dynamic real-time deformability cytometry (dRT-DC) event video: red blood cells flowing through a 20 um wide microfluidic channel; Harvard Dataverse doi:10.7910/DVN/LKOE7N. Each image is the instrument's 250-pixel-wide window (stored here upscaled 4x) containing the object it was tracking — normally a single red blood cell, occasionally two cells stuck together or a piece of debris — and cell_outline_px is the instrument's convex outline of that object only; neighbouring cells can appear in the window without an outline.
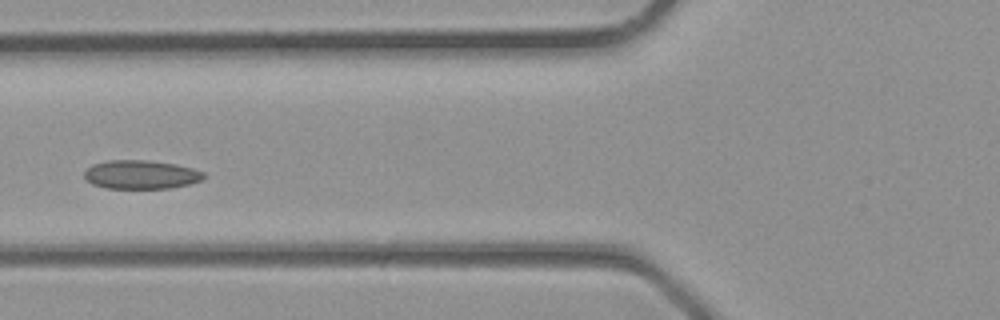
{"species": "common noctule bat (a hibernating species)", "species_latin": "Nyctalus noctula", "temperature_condition": "room temperature", "stored_images_in_passage": 2, "camera_frame_rate_fps": 3000, "um_per_image_px": 0.085, "animal": {"sex": "male", "body_mass_g": 23.1, "forearm_length_mm": 52.7}, "frame": {"image": 1, "passage_image": 2, "time_ms": 0.333, "image_size_px": [1000, 320], "cell_outline_px": [[204, 176], [200, 180], [188, 184], [172, 188], [108, 188], [92, 184], [84, 176], [84, 172], [92, 164], [108, 160], [148, 160], [176, 164], [192, 168], [204, 172]], "centroid_in_image_um": [11.97, 14.83], "position_along_channel_um": 113.8, "area_um2": 19.88}}